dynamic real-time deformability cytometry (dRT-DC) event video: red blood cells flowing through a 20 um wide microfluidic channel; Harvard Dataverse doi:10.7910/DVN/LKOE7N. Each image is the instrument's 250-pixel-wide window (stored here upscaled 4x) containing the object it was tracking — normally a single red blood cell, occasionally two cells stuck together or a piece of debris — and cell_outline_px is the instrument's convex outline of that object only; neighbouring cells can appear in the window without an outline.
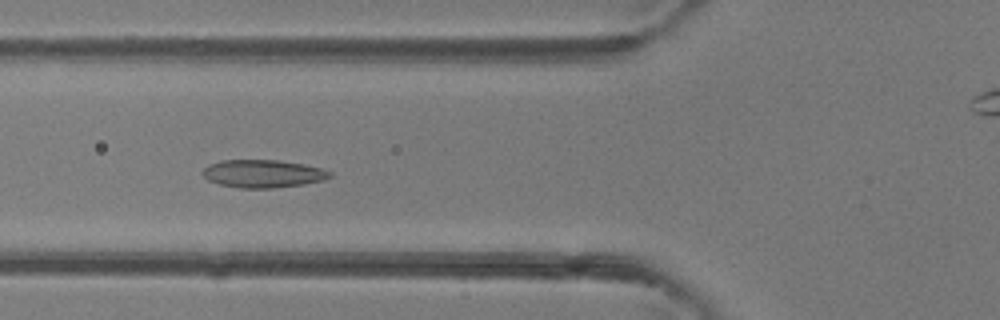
{"species": "common noctule bat (a hibernating species)", "species_latin": "Nyctalus noctula", "temperature_condition": "room temperature", "stored_images_in_passage": 6, "camera_frame_rate_fps": 3000, "um_per_image_px": 0.085, "animal": {"sex": "female"}, "frame": {"image": 1, "passage_image": 5, "time_ms": 4.333, "image_size_px": [1000, 320], "cell_outline_px": [[332, 176], [324, 180], [304, 184], [272, 188], [240, 188], [220, 184], [208, 180], [200, 172], [208, 164], [220, 160], [280, 160], [304, 164], [320, 168], [332, 172]], "centroid_in_image_um": [22.34, 14.75], "position_along_channel_um": 103.5, "area_um2": 20.75}}
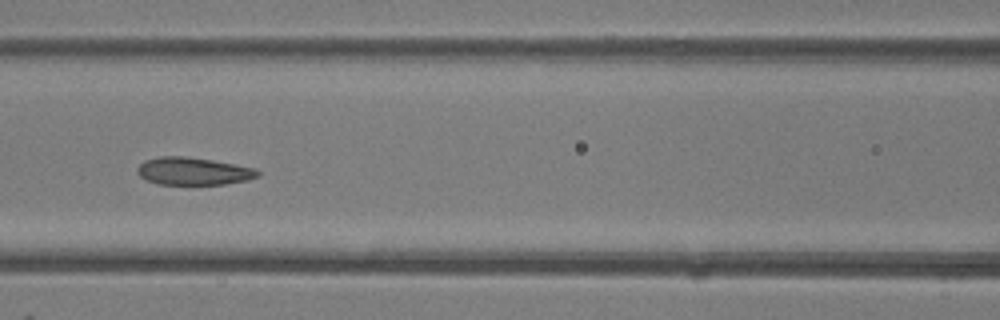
{"frame": {"image": 2, "passage_image": 6, "time_ms": 5.333, "image_size_px": [1000, 320], "cell_outline_px": [[260, 176], [248, 180], [224, 184], [156, 184], [140, 176], [136, 172], [136, 168], [144, 160], [160, 156], [184, 156], [212, 160], [236, 164], [256, 168], [260, 172]], "centroid_in_image_um": [16.44, 14.54], "position_along_channel_um": 150.2, "area_um2": 19.48}}